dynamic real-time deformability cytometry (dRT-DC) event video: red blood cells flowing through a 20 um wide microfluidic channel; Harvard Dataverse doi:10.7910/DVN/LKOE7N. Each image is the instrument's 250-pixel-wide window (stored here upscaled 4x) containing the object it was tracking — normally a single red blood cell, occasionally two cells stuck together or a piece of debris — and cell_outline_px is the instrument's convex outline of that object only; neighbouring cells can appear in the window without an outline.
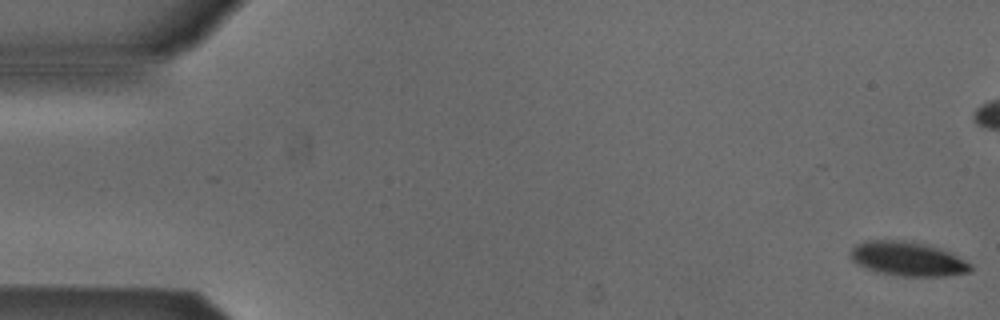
{"species": "Egyptian fruit bat (a non-hibernating species)", "species_latin": "Rousettus aegyptiacus", "temperature_condition": "cold", "stored_images_in_passage": 54, "camera_frame_rate_fps": 3000, "um_per_image_px": 0.085, "animal": {"sex": "male"}, "frame": {"image": 1, "passage_image": 1, "time_ms": 0.0, "image_size_px": [1000, 320], "cell_outline_px": [[972, 272], [948, 276], [900, 276], [876, 272], [864, 268], [856, 264], [852, 260], [852, 248], [856, 244], [868, 240], [912, 240], [940, 248], [972, 264]], "centroid_in_image_um": [77.16, 22.0], "position_along_channel_um": 7.8, "area_um2": 24.16}}
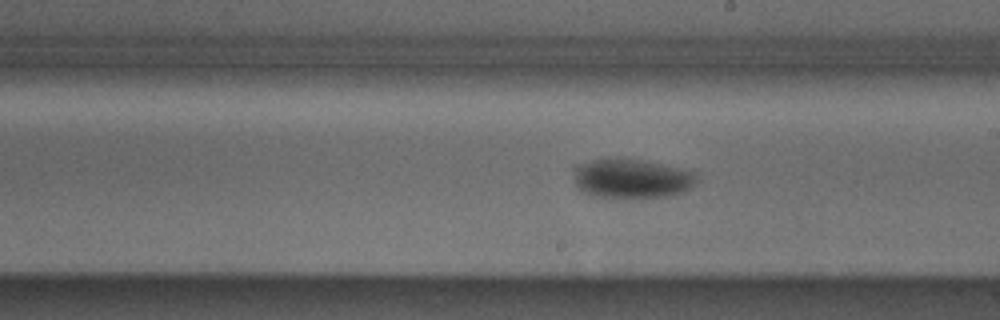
{"frame": {"image": 2, "passage_image": 30, "time_ms": 9.667, "image_size_px": [1000, 320], "cell_outline_px": [[696, 184], [684, 192], [672, 196], [592, 196], [580, 192], [576, 184], [572, 168], [576, 164], [592, 160], [648, 160], [696, 172]], "centroid_in_image_um": [53.69, 15.17], "position_along_channel_um": 235.3, "area_um2": 27.92}}
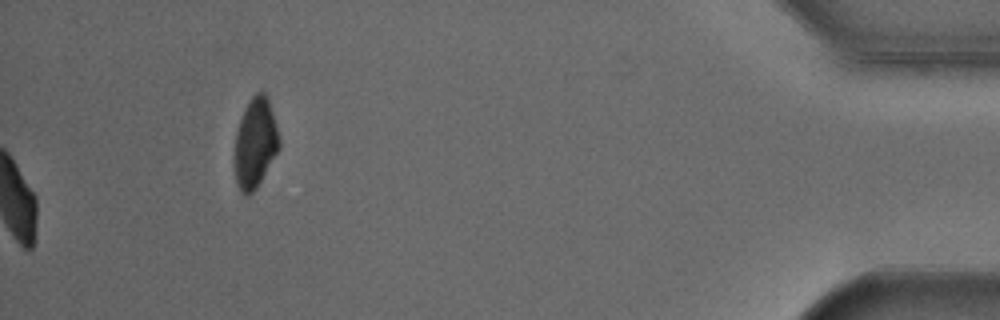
{"frame": {"image": 3, "passage_image": 54, "time_ms": 17.667, "image_size_px": [1000, 320], "cell_outline_px": [[280, 148], [256, 188], [248, 196], [244, 196], [240, 192], [236, 184], [232, 160], [236, 132], [244, 108], [252, 96], [256, 92], [264, 92], [268, 96], [276, 124], [280, 140]], "centroid_in_image_um": [21.66, 12.19], "position_along_channel_um": 413.5, "area_um2": 23.93}, "authors_computed_cell_mechanics": {"area_um2": 26.01, "velocity_mm_per_s": 3.8547, "shape_relaxation_time_tau1_ms": 2.7902, "shape_relaxation_time_tau2_ms": null, "deformation_change_tau1": 0.1134, "deformation_change_tau2": null}}